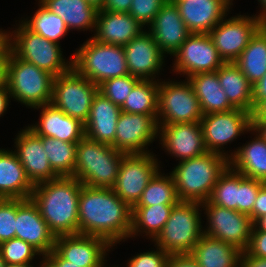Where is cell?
<instances>
[{
	"instance_id": "6da1fadb",
	"label": "cell",
	"mask_w": 266,
	"mask_h": 267,
	"mask_svg": "<svg viewBox=\"0 0 266 267\" xmlns=\"http://www.w3.org/2000/svg\"><path fill=\"white\" fill-rule=\"evenodd\" d=\"M78 234L107 240L112 246L130 238L132 208L110 188L83 185L78 202Z\"/></svg>"
},
{
	"instance_id": "7a4b0ae2",
	"label": "cell",
	"mask_w": 266,
	"mask_h": 267,
	"mask_svg": "<svg viewBox=\"0 0 266 267\" xmlns=\"http://www.w3.org/2000/svg\"><path fill=\"white\" fill-rule=\"evenodd\" d=\"M82 186L74 177H59L34 185L31 199L55 237L78 234V202Z\"/></svg>"
},
{
	"instance_id": "3957f363",
	"label": "cell",
	"mask_w": 266,
	"mask_h": 267,
	"mask_svg": "<svg viewBox=\"0 0 266 267\" xmlns=\"http://www.w3.org/2000/svg\"><path fill=\"white\" fill-rule=\"evenodd\" d=\"M228 166V158L209 151L195 158L179 161L170 174L180 201H208L219 176Z\"/></svg>"
},
{
	"instance_id": "277c9868",
	"label": "cell",
	"mask_w": 266,
	"mask_h": 267,
	"mask_svg": "<svg viewBox=\"0 0 266 267\" xmlns=\"http://www.w3.org/2000/svg\"><path fill=\"white\" fill-rule=\"evenodd\" d=\"M123 156L111 145L84 136L76 145L74 178L89 187L111 189Z\"/></svg>"
},
{
	"instance_id": "5b68a950",
	"label": "cell",
	"mask_w": 266,
	"mask_h": 267,
	"mask_svg": "<svg viewBox=\"0 0 266 267\" xmlns=\"http://www.w3.org/2000/svg\"><path fill=\"white\" fill-rule=\"evenodd\" d=\"M72 68L96 85L129 73L123 46L88 39L72 56Z\"/></svg>"
},
{
	"instance_id": "8992f818",
	"label": "cell",
	"mask_w": 266,
	"mask_h": 267,
	"mask_svg": "<svg viewBox=\"0 0 266 267\" xmlns=\"http://www.w3.org/2000/svg\"><path fill=\"white\" fill-rule=\"evenodd\" d=\"M199 202L180 201L174 205L163 230L153 240L169 255L190 254L204 234Z\"/></svg>"
},
{
	"instance_id": "52a82bcc",
	"label": "cell",
	"mask_w": 266,
	"mask_h": 267,
	"mask_svg": "<svg viewBox=\"0 0 266 267\" xmlns=\"http://www.w3.org/2000/svg\"><path fill=\"white\" fill-rule=\"evenodd\" d=\"M8 32L10 51L18 58L34 64L54 77L72 69V57L65 61L60 44L47 40L30 30L22 21Z\"/></svg>"
},
{
	"instance_id": "ba28073f",
	"label": "cell",
	"mask_w": 266,
	"mask_h": 267,
	"mask_svg": "<svg viewBox=\"0 0 266 267\" xmlns=\"http://www.w3.org/2000/svg\"><path fill=\"white\" fill-rule=\"evenodd\" d=\"M54 76L9 51L6 85L11 97L28 108L52 101Z\"/></svg>"
},
{
	"instance_id": "9c48e42d",
	"label": "cell",
	"mask_w": 266,
	"mask_h": 267,
	"mask_svg": "<svg viewBox=\"0 0 266 267\" xmlns=\"http://www.w3.org/2000/svg\"><path fill=\"white\" fill-rule=\"evenodd\" d=\"M200 102L189 83L159 81L157 124L200 122Z\"/></svg>"
},
{
	"instance_id": "30bf717a",
	"label": "cell",
	"mask_w": 266,
	"mask_h": 267,
	"mask_svg": "<svg viewBox=\"0 0 266 267\" xmlns=\"http://www.w3.org/2000/svg\"><path fill=\"white\" fill-rule=\"evenodd\" d=\"M98 85L79 75L73 68L54 77L51 103L66 115L85 124Z\"/></svg>"
},
{
	"instance_id": "8fae6325",
	"label": "cell",
	"mask_w": 266,
	"mask_h": 267,
	"mask_svg": "<svg viewBox=\"0 0 266 267\" xmlns=\"http://www.w3.org/2000/svg\"><path fill=\"white\" fill-rule=\"evenodd\" d=\"M156 155L124 154L114 186L117 196L133 208L153 176L161 170Z\"/></svg>"
},
{
	"instance_id": "7c38bea8",
	"label": "cell",
	"mask_w": 266,
	"mask_h": 267,
	"mask_svg": "<svg viewBox=\"0 0 266 267\" xmlns=\"http://www.w3.org/2000/svg\"><path fill=\"white\" fill-rule=\"evenodd\" d=\"M200 124L207 151L221 154L229 159V154L224 152L223 146L233 142L244 132H252V113L238 108L210 113L203 115Z\"/></svg>"
},
{
	"instance_id": "4fadbf2b",
	"label": "cell",
	"mask_w": 266,
	"mask_h": 267,
	"mask_svg": "<svg viewBox=\"0 0 266 267\" xmlns=\"http://www.w3.org/2000/svg\"><path fill=\"white\" fill-rule=\"evenodd\" d=\"M208 225L203 229L204 234L246 251L253 229V221L249 215L211 204L201 203Z\"/></svg>"
},
{
	"instance_id": "5bb4252c",
	"label": "cell",
	"mask_w": 266,
	"mask_h": 267,
	"mask_svg": "<svg viewBox=\"0 0 266 267\" xmlns=\"http://www.w3.org/2000/svg\"><path fill=\"white\" fill-rule=\"evenodd\" d=\"M224 17L210 32L214 45L224 63L235 62L251 38L260 29L256 16L238 15Z\"/></svg>"
},
{
	"instance_id": "9a60e30c",
	"label": "cell",
	"mask_w": 266,
	"mask_h": 267,
	"mask_svg": "<svg viewBox=\"0 0 266 267\" xmlns=\"http://www.w3.org/2000/svg\"><path fill=\"white\" fill-rule=\"evenodd\" d=\"M173 57L174 72L184 74L186 78L198 73L215 72L224 64L209 34L191 33Z\"/></svg>"
},
{
	"instance_id": "2e32d148",
	"label": "cell",
	"mask_w": 266,
	"mask_h": 267,
	"mask_svg": "<svg viewBox=\"0 0 266 267\" xmlns=\"http://www.w3.org/2000/svg\"><path fill=\"white\" fill-rule=\"evenodd\" d=\"M159 132L157 115L121 112L116 125L115 149L124 154L150 153L148 145Z\"/></svg>"
},
{
	"instance_id": "e0dca14e",
	"label": "cell",
	"mask_w": 266,
	"mask_h": 267,
	"mask_svg": "<svg viewBox=\"0 0 266 267\" xmlns=\"http://www.w3.org/2000/svg\"><path fill=\"white\" fill-rule=\"evenodd\" d=\"M15 230V238L31 244L42 254V257L47 256L54 249L56 237L31 198L16 199Z\"/></svg>"
},
{
	"instance_id": "ac0fdd59",
	"label": "cell",
	"mask_w": 266,
	"mask_h": 267,
	"mask_svg": "<svg viewBox=\"0 0 266 267\" xmlns=\"http://www.w3.org/2000/svg\"><path fill=\"white\" fill-rule=\"evenodd\" d=\"M160 144L177 160L195 158L207 152L200 122L158 125Z\"/></svg>"
},
{
	"instance_id": "d6986e66",
	"label": "cell",
	"mask_w": 266,
	"mask_h": 267,
	"mask_svg": "<svg viewBox=\"0 0 266 267\" xmlns=\"http://www.w3.org/2000/svg\"><path fill=\"white\" fill-rule=\"evenodd\" d=\"M111 247L103 238L77 234L56 237L54 250L71 264L100 267L107 261L105 258Z\"/></svg>"
},
{
	"instance_id": "ffe728a7",
	"label": "cell",
	"mask_w": 266,
	"mask_h": 267,
	"mask_svg": "<svg viewBox=\"0 0 266 267\" xmlns=\"http://www.w3.org/2000/svg\"><path fill=\"white\" fill-rule=\"evenodd\" d=\"M129 73L140 80L156 81L162 70L164 55L149 31L139 35L123 46Z\"/></svg>"
},
{
	"instance_id": "44dd1931",
	"label": "cell",
	"mask_w": 266,
	"mask_h": 267,
	"mask_svg": "<svg viewBox=\"0 0 266 267\" xmlns=\"http://www.w3.org/2000/svg\"><path fill=\"white\" fill-rule=\"evenodd\" d=\"M14 140L16 144L14 147L17 149L14 152L33 185L59 178L49 164L48 153L43 148L40 136L25 127Z\"/></svg>"
},
{
	"instance_id": "7402d4cb",
	"label": "cell",
	"mask_w": 266,
	"mask_h": 267,
	"mask_svg": "<svg viewBox=\"0 0 266 267\" xmlns=\"http://www.w3.org/2000/svg\"><path fill=\"white\" fill-rule=\"evenodd\" d=\"M233 0H186L177 2L181 18L190 33L209 32L229 13Z\"/></svg>"
},
{
	"instance_id": "603a6c76",
	"label": "cell",
	"mask_w": 266,
	"mask_h": 267,
	"mask_svg": "<svg viewBox=\"0 0 266 267\" xmlns=\"http://www.w3.org/2000/svg\"><path fill=\"white\" fill-rule=\"evenodd\" d=\"M149 26L148 31L164 55L173 56L191 34L181 18L178 7L169 2L159 10Z\"/></svg>"
},
{
	"instance_id": "cb8c5ba5",
	"label": "cell",
	"mask_w": 266,
	"mask_h": 267,
	"mask_svg": "<svg viewBox=\"0 0 266 267\" xmlns=\"http://www.w3.org/2000/svg\"><path fill=\"white\" fill-rule=\"evenodd\" d=\"M40 122L28 126L36 135L78 143L85 136L84 123L66 115L52 103L35 107L40 109Z\"/></svg>"
},
{
	"instance_id": "d4e9b609",
	"label": "cell",
	"mask_w": 266,
	"mask_h": 267,
	"mask_svg": "<svg viewBox=\"0 0 266 267\" xmlns=\"http://www.w3.org/2000/svg\"><path fill=\"white\" fill-rule=\"evenodd\" d=\"M145 28L129 13L99 10L95 23V34L98 42L125 46Z\"/></svg>"
},
{
	"instance_id": "484cf974",
	"label": "cell",
	"mask_w": 266,
	"mask_h": 267,
	"mask_svg": "<svg viewBox=\"0 0 266 267\" xmlns=\"http://www.w3.org/2000/svg\"><path fill=\"white\" fill-rule=\"evenodd\" d=\"M121 112L120 106L98 92L93 98L89 117L84 124L85 136L115 148L116 125Z\"/></svg>"
},
{
	"instance_id": "4316f807",
	"label": "cell",
	"mask_w": 266,
	"mask_h": 267,
	"mask_svg": "<svg viewBox=\"0 0 266 267\" xmlns=\"http://www.w3.org/2000/svg\"><path fill=\"white\" fill-rule=\"evenodd\" d=\"M34 185L13 150L0 148V198H31Z\"/></svg>"
},
{
	"instance_id": "83f0119b",
	"label": "cell",
	"mask_w": 266,
	"mask_h": 267,
	"mask_svg": "<svg viewBox=\"0 0 266 267\" xmlns=\"http://www.w3.org/2000/svg\"><path fill=\"white\" fill-rule=\"evenodd\" d=\"M252 131L255 138L229 154V166L245 177L266 183V141Z\"/></svg>"
},
{
	"instance_id": "f1b7e54d",
	"label": "cell",
	"mask_w": 266,
	"mask_h": 267,
	"mask_svg": "<svg viewBox=\"0 0 266 267\" xmlns=\"http://www.w3.org/2000/svg\"><path fill=\"white\" fill-rule=\"evenodd\" d=\"M241 253L237 247L203 234L190 255L200 267H240Z\"/></svg>"
},
{
	"instance_id": "f546056e",
	"label": "cell",
	"mask_w": 266,
	"mask_h": 267,
	"mask_svg": "<svg viewBox=\"0 0 266 267\" xmlns=\"http://www.w3.org/2000/svg\"><path fill=\"white\" fill-rule=\"evenodd\" d=\"M219 83L229 102L250 113L254 110L253 85L234 62L224 63L217 70Z\"/></svg>"
},
{
	"instance_id": "4dcf8cb0",
	"label": "cell",
	"mask_w": 266,
	"mask_h": 267,
	"mask_svg": "<svg viewBox=\"0 0 266 267\" xmlns=\"http://www.w3.org/2000/svg\"><path fill=\"white\" fill-rule=\"evenodd\" d=\"M200 102L203 115L235 109L219 83L217 71L187 77Z\"/></svg>"
},
{
	"instance_id": "1f68e13d",
	"label": "cell",
	"mask_w": 266,
	"mask_h": 267,
	"mask_svg": "<svg viewBox=\"0 0 266 267\" xmlns=\"http://www.w3.org/2000/svg\"><path fill=\"white\" fill-rule=\"evenodd\" d=\"M50 12L65 22L68 30L95 29L98 10L86 0H39Z\"/></svg>"
},
{
	"instance_id": "d6a6232c",
	"label": "cell",
	"mask_w": 266,
	"mask_h": 267,
	"mask_svg": "<svg viewBox=\"0 0 266 267\" xmlns=\"http://www.w3.org/2000/svg\"><path fill=\"white\" fill-rule=\"evenodd\" d=\"M174 205L176 204L134 206L132 208V227L130 237H135V235L139 236L142 232L148 238L154 240L163 230Z\"/></svg>"
},
{
	"instance_id": "836d02e7",
	"label": "cell",
	"mask_w": 266,
	"mask_h": 267,
	"mask_svg": "<svg viewBox=\"0 0 266 267\" xmlns=\"http://www.w3.org/2000/svg\"><path fill=\"white\" fill-rule=\"evenodd\" d=\"M234 63L252 85L266 74V34L261 28Z\"/></svg>"
},
{
	"instance_id": "e575fe53",
	"label": "cell",
	"mask_w": 266,
	"mask_h": 267,
	"mask_svg": "<svg viewBox=\"0 0 266 267\" xmlns=\"http://www.w3.org/2000/svg\"><path fill=\"white\" fill-rule=\"evenodd\" d=\"M159 80H140L132 89L121 111L131 114L157 115Z\"/></svg>"
},
{
	"instance_id": "d590c367",
	"label": "cell",
	"mask_w": 266,
	"mask_h": 267,
	"mask_svg": "<svg viewBox=\"0 0 266 267\" xmlns=\"http://www.w3.org/2000/svg\"><path fill=\"white\" fill-rule=\"evenodd\" d=\"M52 170L59 177H74L76 145L56 138L41 137Z\"/></svg>"
},
{
	"instance_id": "8d00e7d4",
	"label": "cell",
	"mask_w": 266,
	"mask_h": 267,
	"mask_svg": "<svg viewBox=\"0 0 266 267\" xmlns=\"http://www.w3.org/2000/svg\"><path fill=\"white\" fill-rule=\"evenodd\" d=\"M164 175L158 171L153 176L135 206L178 204L180 202L172 175Z\"/></svg>"
},
{
	"instance_id": "74e56055",
	"label": "cell",
	"mask_w": 266,
	"mask_h": 267,
	"mask_svg": "<svg viewBox=\"0 0 266 267\" xmlns=\"http://www.w3.org/2000/svg\"><path fill=\"white\" fill-rule=\"evenodd\" d=\"M39 8L33 17L22 22L33 32L40 34L47 40L60 44V39L68 34L69 30L61 17L50 12L39 2Z\"/></svg>"
},
{
	"instance_id": "f35d334b",
	"label": "cell",
	"mask_w": 266,
	"mask_h": 267,
	"mask_svg": "<svg viewBox=\"0 0 266 267\" xmlns=\"http://www.w3.org/2000/svg\"><path fill=\"white\" fill-rule=\"evenodd\" d=\"M239 173L228 166L219 176L208 199L211 204L237 211Z\"/></svg>"
},
{
	"instance_id": "ab89813d",
	"label": "cell",
	"mask_w": 266,
	"mask_h": 267,
	"mask_svg": "<svg viewBox=\"0 0 266 267\" xmlns=\"http://www.w3.org/2000/svg\"><path fill=\"white\" fill-rule=\"evenodd\" d=\"M139 81L140 79L131 74L123 77L110 78L98 85V92L108 98L112 103L121 107Z\"/></svg>"
},
{
	"instance_id": "60d3db41",
	"label": "cell",
	"mask_w": 266,
	"mask_h": 267,
	"mask_svg": "<svg viewBox=\"0 0 266 267\" xmlns=\"http://www.w3.org/2000/svg\"><path fill=\"white\" fill-rule=\"evenodd\" d=\"M0 254L6 264L32 263V260L36 255H42L31 244L18 238H12L1 242Z\"/></svg>"
},
{
	"instance_id": "b9f144b4",
	"label": "cell",
	"mask_w": 266,
	"mask_h": 267,
	"mask_svg": "<svg viewBox=\"0 0 266 267\" xmlns=\"http://www.w3.org/2000/svg\"><path fill=\"white\" fill-rule=\"evenodd\" d=\"M265 183L260 180L245 177L239 173V196L237 211L249 215L252 220V209L259 189Z\"/></svg>"
},
{
	"instance_id": "7bdbcfd3",
	"label": "cell",
	"mask_w": 266,
	"mask_h": 267,
	"mask_svg": "<svg viewBox=\"0 0 266 267\" xmlns=\"http://www.w3.org/2000/svg\"><path fill=\"white\" fill-rule=\"evenodd\" d=\"M16 199L0 198V243L15 238Z\"/></svg>"
},
{
	"instance_id": "ee69618b",
	"label": "cell",
	"mask_w": 266,
	"mask_h": 267,
	"mask_svg": "<svg viewBox=\"0 0 266 267\" xmlns=\"http://www.w3.org/2000/svg\"><path fill=\"white\" fill-rule=\"evenodd\" d=\"M166 2L167 0H132L128 13L142 26L149 27Z\"/></svg>"
},
{
	"instance_id": "f6af8a7d",
	"label": "cell",
	"mask_w": 266,
	"mask_h": 267,
	"mask_svg": "<svg viewBox=\"0 0 266 267\" xmlns=\"http://www.w3.org/2000/svg\"><path fill=\"white\" fill-rule=\"evenodd\" d=\"M156 251H148L133 256L127 263V267H167L169 254L156 247Z\"/></svg>"
},
{
	"instance_id": "bcb514c9",
	"label": "cell",
	"mask_w": 266,
	"mask_h": 267,
	"mask_svg": "<svg viewBox=\"0 0 266 267\" xmlns=\"http://www.w3.org/2000/svg\"><path fill=\"white\" fill-rule=\"evenodd\" d=\"M246 252L250 256L266 258V231L252 230L250 243Z\"/></svg>"
},
{
	"instance_id": "7dc6e473",
	"label": "cell",
	"mask_w": 266,
	"mask_h": 267,
	"mask_svg": "<svg viewBox=\"0 0 266 267\" xmlns=\"http://www.w3.org/2000/svg\"><path fill=\"white\" fill-rule=\"evenodd\" d=\"M263 215H266V183L259 189L252 209L253 223Z\"/></svg>"
},
{
	"instance_id": "c3c4849f",
	"label": "cell",
	"mask_w": 266,
	"mask_h": 267,
	"mask_svg": "<svg viewBox=\"0 0 266 267\" xmlns=\"http://www.w3.org/2000/svg\"><path fill=\"white\" fill-rule=\"evenodd\" d=\"M167 267H200L190 254L169 255Z\"/></svg>"
},
{
	"instance_id": "681fc988",
	"label": "cell",
	"mask_w": 266,
	"mask_h": 267,
	"mask_svg": "<svg viewBox=\"0 0 266 267\" xmlns=\"http://www.w3.org/2000/svg\"><path fill=\"white\" fill-rule=\"evenodd\" d=\"M132 0H105L102 10L111 12L128 13Z\"/></svg>"
},
{
	"instance_id": "f907efd6",
	"label": "cell",
	"mask_w": 266,
	"mask_h": 267,
	"mask_svg": "<svg viewBox=\"0 0 266 267\" xmlns=\"http://www.w3.org/2000/svg\"><path fill=\"white\" fill-rule=\"evenodd\" d=\"M8 42L0 49V88L6 85L7 62L9 56Z\"/></svg>"
},
{
	"instance_id": "816d5d0a",
	"label": "cell",
	"mask_w": 266,
	"mask_h": 267,
	"mask_svg": "<svg viewBox=\"0 0 266 267\" xmlns=\"http://www.w3.org/2000/svg\"><path fill=\"white\" fill-rule=\"evenodd\" d=\"M254 108L266 99V74L253 85Z\"/></svg>"
},
{
	"instance_id": "f5cc1de1",
	"label": "cell",
	"mask_w": 266,
	"mask_h": 267,
	"mask_svg": "<svg viewBox=\"0 0 266 267\" xmlns=\"http://www.w3.org/2000/svg\"><path fill=\"white\" fill-rule=\"evenodd\" d=\"M240 267H266V258L250 256L244 251L241 253Z\"/></svg>"
},
{
	"instance_id": "db71d44e",
	"label": "cell",
	"mask_w": 266,
	"mask_h": 267,
	"mask_svg": "<svg viewBox=\"0 0 266 267\" xmlns=\"http://www.w3.org/2000/svg\"><path fill=\"white\" fill-rule=\"evenodd\" d=\"M56 267H82L63 259L54 249L46 256Z\"/></svg>"
},
{
	"instance_id": "11a10c76",
	"label": "cell",
	"mask_w": 266,
	"mask_h": 267,
	"mask_svg": "<svg viewBox=\"0 0 266 267\" xmlns=\"http://www.w3.org/2000/svg\"><path fill=\"white\" fill-rule=\"evenodd\" d=\"M12 98L8 90L7 85L0 88V117L3 116L4 112L7 111L9 99Z\"/></svg>"
},
{
	"instance_id": "9f6ffc18",
	"label": "cell",
	"mask_w": 266,
	"mask_h": 267,
	"mask_svg": "<svg viewBox=\"0 0 266 267\" xmlns=\"http://www.w3.org/2000/svg\"><path fill=\"white\" fill-rule=\"evenodd\" d=\"M252 120H266V99L261 101L252 112Z\"/></svg>"
},
{
	"instance_id": "6f0895ef",
	"label": "cell",
	"mask_w": 266,
	"mask_h": 267,
	"mask_svg": "<svg viewBox=\"0 0 266 267\" xmlns=\"http://www.w3.org/2000/svg\"><path fill=\"white\" fill-rule=\"evenodd\" d=\"M252 129L266 141V120H252Z\"/></svg>"
},
{
	"instance_id": "680465c9",
	"label": "cell",
	"mask_w": 266,
	"mask_h": 267,
	"mask_svg": "<svg viewBox=\"0 0 266 267\" xmlns=\"http://www.w3.org/2000/svg\"><path fill=\"white\" fill-rule=\"evenodd\" d=\"M253 229L252 230H261L266 231V215H263L262 217L258 218L253 223Z\"/></svg>"
},
{
	"instance_id": "91938a15",
	"label": "cell",
	"mask_w": 266,
	"mask_h": 267,
	"mask_svg": "<svg viewBox=\"0 0 266 267\" xmlns=\"http://www.w3.org/2000/svg\"><path fill=\"white\" fill-rule=\"evenodd\" d=\"M86 1L99 11L102 10L105 0H86Z\"/></svg>"
},
{
	"instance_id": "94428289",
	"label": "cell",
	"mask_w": 266,
	"mask_h": 267,
	"mask_svg": "<svg viewBox=\"0 0 266 267\" xmlns=\"http://www.w3.org/2000/svg\"><path fill=\"white\" fill-rule=\"evenodd\" d=\"M8 42V31L0 30V49Z\"/></svg>"
},
{
	"instance_id": "6125c7cd",
	"label": "cell",
	"mask_w": 266,
	"mask_h": 267,
	"mask_svg": "<svg viewBox=\"0 0 266 267\" xmlns=\"http://www.w3.org/2000/svg\"><path fill=\"white\" fill-rule=\"evenodd\" d=\"M260 2V6L262 8V11L260 10L259 15H256L259 19L266 16V0H258Z\"/></svg>"
},
{
	"instance_id": "be15d7a7",
	"label": "cell",
	"mask_w": 266,
	"mask_h": 267,
	"mask_svg": "<svg viewBox=\"0 0 266 267\" xmlns=\"http://www.w3.org/2000/svg\"><path fill=\"white\" fill-rule=\"evenodd\" d=\"M42 258L43 260L40 262V267H56L46 256Z\"/></svg>"
},
{
	"instance_id": "e7e4bbea",
	"label": "cell",
	"mask_w": 266,
	"mask_h": 267,
	"mask_svg": "<svg viewBox=\"0 0 266 267\" xmlns=\"http://www.w3.org/2000/svg\"><path fill=\"white\" fill-rule=\"evenodd\" d=\"M5 267H35V266H32L31 263H26V264H5Z\"/></svg>"
},
{
	"instance_id": "03108f58",
	"label": "cell",
	"mask_w": 266,
	"mask_h": 267,
	"mask_svg": "<svg viewBox=\"0 0 266 267\" xmlns=\"http://www.w3.org/2000/svg\"><path fill=\"white\" fill-rule=\"evenodd\" d=\"M260 28L265 32L266 34V16L260 19Z\"/></svg>"
},
{
	"instance_id": "003e7915",
	"label": "cell",
	"mask_w": 266,
	"mask_h": 267,
	"mask_svg": "<svg viewBox=\"0 0 266 267\" xmlns=\"http://www.w3.org/2000/svg\"><path fill=\"white\" fill-rule=\"evenodd\" d=\"M182 1H186V0H167V2L171 4H176L177 2H182Z\"/></svg>"
},
{
	"instance_id": "a7ac6f4b",
	"label": "cell",
	"mask_w": 266,
	"mask_h": 267,
	"mask_svg": "<svg viewBox=\"0 0 266 267\" xmlns=\"http://www.w3.org/2000/svg\"><path fill=\"white\" fill-rule=\"evenodd\" d=\"M5 261L2 259L1 254H0V267H5Z\"/></svg>"
}]
</instances>
